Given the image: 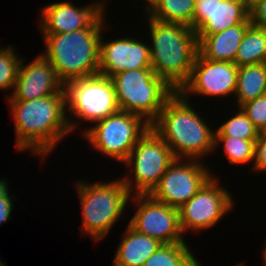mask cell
Here are the masks:
<instances>
[{
  "instance_id": "obj_21",
  "label": "cell",
  "mask_w": 266,
  "mask_h": 266,
  "mask_svg": "<svg viewBox=\"0 0 266 266\" xmlns=\"http://www.w3.org/2000/svg\"><path fill=\"white\" fill-rule=\"evenodd\" d=\"M144 9L147 17L191 28L195 0H151Z\"/></svg>"
},
{
  "instance_id": "obj_16",
  "label": "cell",
  "mask_w": 266,
  "mask_h": 266,
  "mask_svg": "<svg viewBox=\"0 0 266 266\" xmlns=\"http://www.w3.org/2000/svg\"><path fill=\"white\" fill-rule=\"evenodd\" d=\"M21 59L17 80L13 93L8 100H33L49 95L65 92L64 83L58 78L50 62L42 55H38L31 62L24 65Z\"/></svg>"
},
{
  "instance_id": "obj_6",
  "label": "cell",
  "mask_w": 266,
  "mask_h": 266,
  "mask_svg": "<svg viewBox=\"0 0 266 266\" xmlns=\"http://www.w3.org/2000/svg\"><path fill=\"white\" fill-rule=\"evenodd\" d=\"M110 78L120 110L138 115L150 125L175 92L152 68L121 71Z\"/></svg>"
},
{
  "instance_id": "obj_26",
  "label": "cell",
  "mask_w": 266,
  "mask_h": 266,
  "mask_svg": "<svg viewBox=\"0 0 266 266\" xmlns=\"http://www.w3.org/2000/svg\"><path fill=\"white\" fill-rule=\"evenodd\" d=\"M21 58L15 54L13 46L0 48V89H14Z\"/></svg>"
},
{
  "instance_id": "obj_23",
  "label": "cell",
  "mask_w": 266,
  "mask_h": 266,
  "mask_svg": "<svg viewBox=\"0 0 266 266\" xmlns=\"http://www.w3.org/2000/svg\"><path fill=\"white\" fill-rule=\"evenodd\" d=\"M186 242L162 244L144 266H188L196 257Z\"/></svg>"
},
{
  "instance_id": "obj_30",
  "label": "cell",
  "mask_w": 266,
  "mask_h": 266,
  "mask_svg": "<svg viewBox=\"0 0 266 266\" xmlns=\"http://www.w3.org/2000/svg\"><path fill=\"white\" fill-rule=\"evenodd\" d=\"M13 197L10 193L8 195H0V225L11 219L10 214L12 207H14L13 200H11Z\"/></svg>"
},
{
  "instance_id": "obj_20",
  "label": "cell",
  "mask_w": 266,
  "mask_h": 266,
  "mask_svg": "<svg viewBox=\"0 0 266 266\" xmlns=\"http://www.w3.org/2000/svg\"><path fill=\"white\" fill-rule=\"evenodd\" d=\"M236 91L237 108L266 94V63L238 67Z\"/></svg>"
},
{
  "instance_id": "obj_1",
  "label": "cell",
  "mask_w": 266,
  "mask_h": 266,
  "mask_svg": "<svg viewBox=\"0 0 266 266\" xmlns=\"http://www.w3.org/2000/svg\"><path fill=\"white\" fill-rule=\"evenodd\" d=\"M7 101L15 122L18 151L30 149L44 159L64 136L70 135L77 127V122H72L66 114L65 92L29 101Z\"/></svg>"
},
{
  "instance_id": "obj_17",
  "label": "cell",
  "mask_w": 266,
  "mask_h": 266,
  "mask_svg": "<svg viewBox=\"0 0 266 266\" xmlns=\"http://www.w3.org/2000/svg\"><path fill=\"white\" fill-rule=\"evenodd\" d=\"M94 3L77 7L69 1L51 3L41 10L42 34H59L88 28L106 9L107 3Z\"/></svg>"
},
{
  "instance_id": "obj_19",
  "label": "cell",
  "mask_w": 266,
  "mask_h": 266,
  "mask_svg": "<svg viewBox=\"0 0 266 266\" xmlns=\"http://www.w3.org/2000/svg\"><path fill=\"white\" fill-rule=\"evenodd\" d=\"M125 233L112 266H144L145 261L162 245L159 240L137 232L129 224Z\"/></svg>"
},
{
  "instance_id": "obj_14",
  "label": "cell",
  "mask_w": 266,
  "mask_h": 266,
  "mask_svg": "<svg viewBox=\"0 0 266 266\" xmlns=\"http://www.w3.org/2000/svg\"><path fill=\"white\" fill-rule=\"evenodd\" d=\"M240 23H250L247 0H195L191 28L197 37L216 34Z\"/></svg>"
},
{
  "instance_id": "obj_33",
  "label": "cell",
  "mask_w": 266,
  "mask_h": 266,
  "mask_svg": "<svg viewBox=\"0 0 266 266\" xmlns=\"http://www.w3.org/2000/svg\"><path fill=\"white\" fill-rule=\"evenodd\" d=\"M200 262L198 263L197 258H195L188 266H200Z\"/></svg>"
},
{
  "instance_id": "obj_11",
  "label": "cell",
  "mask_w": 266,
  "mask_h": 266,
  "mask_svg": "<svg viewBox=\"0 0 266 266\" xmlns=\"http://www.w3.org/2000/svg\"><path fill=\"white\" fill-rule=\"evenodd\" d=\"M185 162V163H184ZM210 169L196 159H175L161 176L151 196L179 209L188 202L212 176Z\"/></svg>"
},
{
  "instance_id": "obj_2",
  "label": "cell",
  "mask_w": 266,
  "mask_h": 266,
  "mask_svg": "<svg viewBox=\"0 0 266 266\" xmlns=\"http://www.w3.org/2000/svg\"><path fill=\"white\" fill-rule=\"evenodd\" d=\"M189 100L175 91L150 127L166 142L176 159L202 160L215 150V131L189 105Z\"/></svg>"
},
{
  "instance_id": "obj_24",
  "label": "cell",
  "mask_w": 266,
  "mask_h": 266,
  "mask_svg": "<svg viewBox=\"0 0 266 266\" xmlns=\"http://www.w3.org/2000/svg\"><path fill=\"white\" fill-rule=\"evenodd\" d=\"M256 140H243L230 136H215V150L222 144L224 154L228 161L234 165L247 164L254 161Z\"/></svg>"
},
{
  "instance_id": "obj_22",
  "label": "cell",
  "mask_w": 266,
  "mask_h": 266,
  "mask_svg": "<svg viewBox=\"0 0 266 266\" xmlns=\"http://www.w3.org/2000/svg\"><path fill=\"white\" fill-rule=\"evenodd\" d=\"M259 63H266V28L250 25L238 48L235 64L240 67Z\"/></svg>"
},
{
  "instance_id": "obj_29",
  "label": "cell",
  "mask_w": 266,
  "mask_h": 266,
  "mask_svg": "<svg viewBox=\"0 0 266 266\" xmlns=\"http://www.w3.org/2000/svg\"><path fill=\"white\" fill-rule=\"evenodd\" d=\"M253 170L256 172L266 171V139L259 135L255 142Z\"/></svg>"
},
{
  "instance_id": "obj_9",
  "label": "cell",
  "mask_w": 266,
  "mask_h": 266,
  "mask_svg": "<svg viewBox=\"0 0 266 266\" xmlns=\"http://www.w3.org/2000/svg\"><path fill=\"white\" fill-rule=\"evenodd\" d=\"M67 113L96 123L120 111L113 82L100 73L65 84Z\"/></svg>"
},
{
  "instance_id": "obj_32",
  "label": "cell",
  "mask_w": 266,
  "mask_h": 266,
  "mask_svg": "<svg viewBox=\"0 0 266 266\" xmlns=\"http://www.w3.org/2000/svg\"><path fill=\"white\" fill-rule=\"evenodd\" d=\"M259 135L266 139V126L259 131Z\"/></svg>"
},
{
  "instance_id": "obj_13",
  "label": "cell",
  "mask_w": 266,
  "mask_h": 266,
  "mask_svg": "<svg viewBox=\"0 0 266 266\" xmlns=\"http://www.w3.org/2000/svg\"><path fill=\"white\" fill-rule=\"evenodd\" d=\"M238 66L229 61H212L196 56L189 80L179 92L188 99L191 94L228 97L235 94Z\"/></svg>"
},
{
  "instance_id": "obj_28",
  "label": "cell",
  "mask_w": 266,
  "mask_h": 266,
  "mask_svg": "<svg viewBox=\"0 0 266 266\" xmlns=\"http://www.w3.org/2000/svg\"><path fill=\"white\" fill-rule=\"evenodd\" d=\"M248 11L251 25L266 28V0H251Z\"/></svg>"
},
{
  "instance_id": "obj_8",
  "label": "cell",
  "mask_w": 266,
  "mask_h": 266,
  "mask_svg": "<svg viewBox=\"0 0 266 266\" xmlns=\"http://www.w3.org/2000/svg\"><path fill=\"white\" fill-rule=\"evenodd\" d=\"M149 128L150 124L142 117L120 110L84 129L82 135L98 152L123 164Z\"/></svg>"
},
{
  "instance_id": "obj_18",
  "label": "cell",
  "mask_w": 266,
  "mask_h": 266,
  "mask_svg": "<svg viewBox=\"0 0 266 266\" xmlns=\"http://www.w3.org/2000/svg\"><path fill=\"white\" fill-rule=\"evenodd\" d=\"M251 23H240L206 37H197L199 54L212 61H229L235 57L246 29Z\"/></svg>"
},
{
  "instance_id": "obj_27",
  "label": "cell",
  "mask_w": 266,
  "mask_h": 266,
  "mask_svg": "<svg viewBox=\"0 0 266 266\" xmlns=\"http://www.w3.org/2000/svg\"><path fill=\"white\" fill-rule=\"evenodd\" d=\"M240 108L259 131L266 126V94L242 104Z\"/></svg>"
},
{
  "instance_id": "obj_4",
  "label": "cell",
  "mask_w": 266,
  "mask_h": 266,
  "mask_svg": "<svg viewBox=\"0 0 266 266\" xmlns=\"http://www.w3.org/2000/svg\"><path fill=\"white\" fill-rule=\"evenodd\" d=\"M106 10L88 27L59 34H42L45 53L64 85L99 73L100 39Z\"/></svg>"
},
{
  "instance_id": "obj_15",
  "label": "cell",
  "mask_w": 266,
  "mask_h": 266,
  "mask_svg": "<svg viewBox=\"0 0 266 266\" xmlns=\"http://www.w3.org/2000/svg\"><path fill=\"white\" fill-rule=\"evenodd\" d=\"M148 45L133 37H121L105 42L101 34L99 73L112 77L121 71L151 68V53Z\"/></svg>"
},
{
  "instance_id": "obj_35",
  "label": "cell",
  "mask_w": 266,
  "mask_h": 266,
  "mask_svg": "<svg viewBox=\"0 0 266 266\" xmlns=\"http://www.w3.org/2000/svg\"><path fill=\"white\" fill-rule=\"evenodd\" d=\"M0 266H5V263H2V262L0 261Z\"/></svg>"
},
{
  "instance_id": "obj_3",
  "label": "cell",
  "mask_w": 266,
  "mask_h": 266,
  "mask_svg": "<svg viewBox=\"0 0 266 266\" xmlns=\"http://www.w3.org/2000/svg\"><path fill=\"white\" fill-rule=\"evenodd\" d=\"M151 68L172 89L179 91L189 80L198 55L195 31L183 24L167 23L148 17Z\"/></svg>"
},
{
  "instance_id": "obj_25",
  "label": "cell",
  "mask_w": 266,
  "mask_h": 266,
  "mask_svg": "<svg viewBox=\"0 0 266 266\" xmlns=\"http://www.w3.org/2000/svg\"><path fill=\"white\" fill-rule=\"evenodd\" d=\"M237 110L235 116L229 118L215 130V136H230L243 140H257L259 138V130L240 107H238Z\"/></svg>"
},
{
  "instance_id": "obj_12",
  "label": "cell",
  "mask_w": 266,
  "mask_h": 266,
  "mask_svg": "<svg viewBox=\"0 0 266 266\" xmlns=\"http://www.w3.org/2000/svg\"><path fill=\"white\" fill-rule=\"evenodd\" d=\"M138 208L129 225L137 232L162 244L185 242L180 226L179 209L155 200L151 195H132Z\"/></svg>"
},
{
  "instance_id": "obj_34",
  "label": "cell",
  "mask_w": 266,
  "mask_h": 266,
  "mask_svg": "<svg viewBox=\"0 0 266 266\" xmlns=\"http://www.w3.org/2000/svg\"><path fill=\"white\" fill-rule=\"evenodd\" d=\"M264 254H263V257H264V263H265V265H266V248L264 249V252H263Z\"/></svg>"
},
{
  "instance_id": "obj_10",
  "label": "cell",
  "mask_w": 266,
  "mask_h": 266,
  "mask_svg": "<svg viewBox=\"0 0 266 266\" xmlns=\"http://www.w3.org/2000/svg\"><path fill=\"white\" fill-rule=\"evenodd\" d=\"M217 176H211L198 192L179 208L180 226L188 230L211 229L230 212L234 201L229 191L221 187Z\"/></svg>"
},
{
  "instance_id": "obj_31",
  "label": "cell",
  "mask_w": 266,
  "mask_h": 266,
  "mask_svg": "<svg viewBox=\"0 0 266 266\" xmlns=\"http://www.w3.org/2000/svg\"><path fill=\"white\" fill-rule=\"evenodd\" d=\"M8 189V182L6 180H0V195H8L9 194Z\"/></svg>"
},
{
  "instance_id": "obj_5",
  "label": "cell",
  "mask_w": 266,
  "mask_h": 266,
  "mask_svg": "<svg viewBox=\"0 0 266 266\" xmlns=\"http://www.w3.org/2000/svg\"><path fill=\"white\" fill-rule=\"evenodd\" d=\"M75 186L81 202L82 234L96 242L103 240L124 214L131 197L123 178L89 184L80 180Z\"/></svg>"
},
{
  "instance_id": "obj_7",
  "label": "cell",
  "mask_w": 266,
  "mask_h": 266,
  "mask_svg": "<svg viewBox=\"0 0 266 266\" xmlns=\"http://www.w3.org/2000/svg\"><path fill=\"white\" fill-rule=\"evenodd\" d=\"M175 159L166 142L150 127L132 148L128 159L124 162V165L130 167L126 172L128 175L123 177L130 195H133V191L134 195H150L159 184L167 167ZM132 172L133 176H131ZM130 176L133 178L131 179Z\"/></svg>"
}]
</instances>
